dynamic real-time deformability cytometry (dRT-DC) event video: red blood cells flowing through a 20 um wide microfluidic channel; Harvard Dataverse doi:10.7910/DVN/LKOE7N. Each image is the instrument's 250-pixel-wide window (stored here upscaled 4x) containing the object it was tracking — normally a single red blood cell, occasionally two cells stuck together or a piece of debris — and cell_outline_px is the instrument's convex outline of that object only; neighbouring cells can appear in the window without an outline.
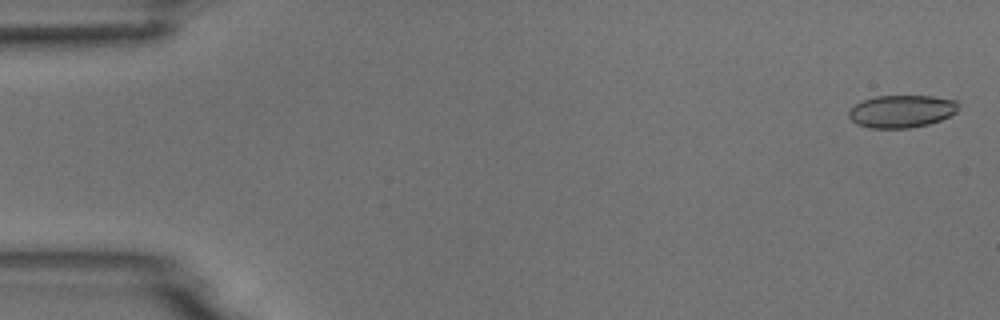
{"species": "common noctule bat (a hibernating species)", "species_latin": "Nyctalus noctula", "temperature_condition": "room temperature", "stored_images_in_passage": 5, "camera_frame_rate_fps": 3000, "um_per_image_px": 0.085, "animal": {"sex": "male", "body_mass_g": 18.8}, "frame": {"image": 1, "passage_image": 1, "time_ms": 0.0, "image_size_px": [1000, 320], "cell_outline_px": [[960, 108], [956, 112], [940, 120], [928, 124], [908, 128], [868, 128], [856, 124], [848, 116], [848, 112], [856, 104], [864, 100], [876, 96], [932, 96], [956, 100], [960, 104]], "centroid_in_image_um": [76.65, 9.46], "position_along_channel_um": 8.3, "area_um2": 20.81}}
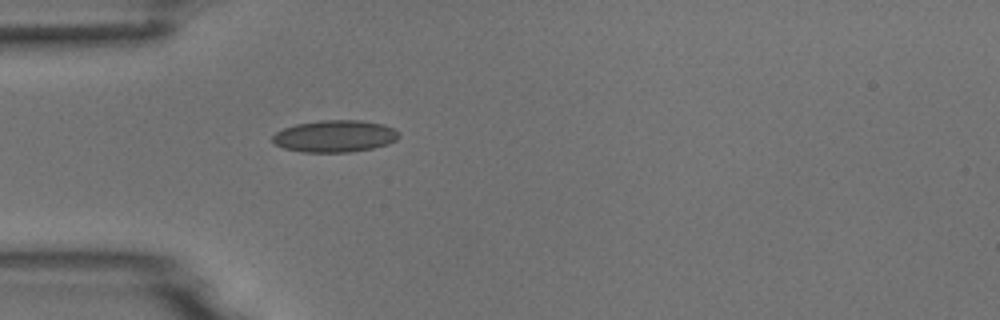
{"frame": {"image": 2, "passage_image": 5, "time_ms": 4.667, "image_size_px": [1000, 320], "cell_outline_px": [[400, 136], [396, 140], [388, 144], [372, 148], [352, 152], [300, 152], [284, 148], [276, 144], [272, 140], [272, 136], [276, 132], [284, 128], [296, 124], [320, 120], [360, 120], [384, 124], [400, 132]], "centroid_in_image_um": [28.48, 11.57], "position_along_channel_um": 56.5, "area_um2": 23.64}}